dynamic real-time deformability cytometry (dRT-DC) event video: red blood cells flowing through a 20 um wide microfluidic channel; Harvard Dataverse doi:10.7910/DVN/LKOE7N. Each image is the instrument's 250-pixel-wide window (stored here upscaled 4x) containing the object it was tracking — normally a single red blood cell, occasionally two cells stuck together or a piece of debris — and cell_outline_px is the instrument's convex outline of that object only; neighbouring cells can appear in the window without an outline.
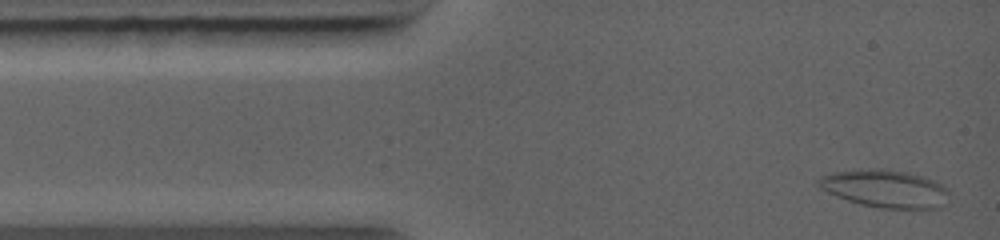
{"species": "common noctule bat (a hibernating species)", "species_latin": "Nyctalus noctula", "temperature_condition": "warm", "stored_images_in_passage": 24, "camera_frame_rate_fps": 5000, "um_per_image_px": 0.085, "animal": {"sex": "female", "body_mass_g": 19.0, "forearm_length_mm": 56.7}, "frame": {"image": 1, "passage_image": 2, "time_ms": 0.2, "image_size_px": [1000, 240], "cell_outline_px": [[952, 192], [944, 204], [940, 208], [880, 208], [860, 204], [836, 196], [820, 188], [816, 184], [816, 180], [820, 176], [828, 172], [868, 168], [884, 168], [924, 176], [936, 180], [944, 184]], "centroid_in_image_um": [75.25, 16.01], "position_along_channel_um": 9.8, "area_um2": 29.3}}
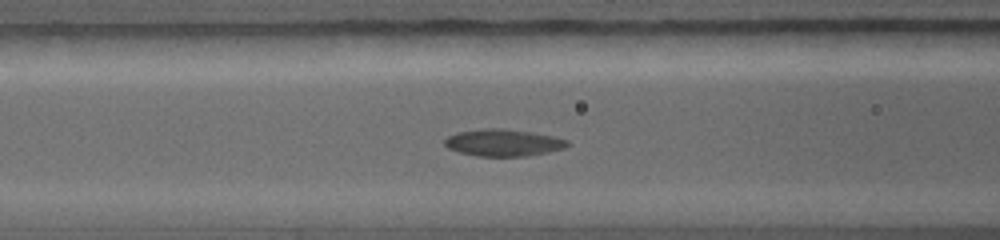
{"frame": {"image": 2, "passage_image": 13, "time_ms": 4.2, "image_size_px": [1000, 240], "cell_outline_px": [[572, 144], [564, 148], [548, 152], [528, 156], [476, 156], [460, 152], [448, 148], [444, 144], [444, 140], [448, 136], [456, 132], [484, 128], [500, 128], [528, 132], [552, 136], [568, 140]], "centroid_in_image_um": [42.77, 12.13], "position_along_channel_um": 123.8, "area_um2": 19.25}}
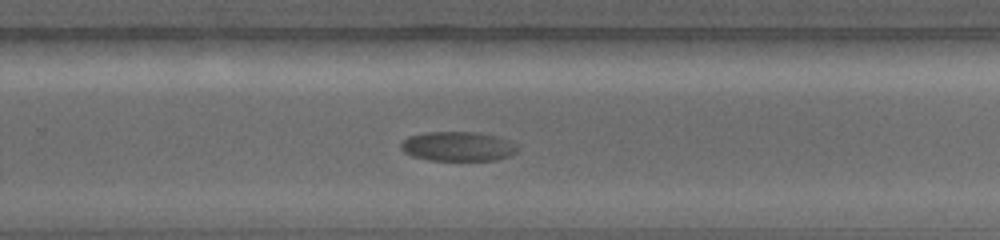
{"frame": {"image": 3, "passage_image": 24, "time_ms": 8.0, "image_size_px": [1000, 240], "cell_outline_px": [[520, 148], [516, 152], [508, 156], [496, 160], [428, 160], [412, 156], [404, 152], [400, 148], [400, 144], [408, 136], [428, 132], [476, 132], [500, 136], [516, 144]], "centroid_in_image_um": [38.94, 12.44], "position_along_channel_um": 290.9, "area_um2": 20.17}}